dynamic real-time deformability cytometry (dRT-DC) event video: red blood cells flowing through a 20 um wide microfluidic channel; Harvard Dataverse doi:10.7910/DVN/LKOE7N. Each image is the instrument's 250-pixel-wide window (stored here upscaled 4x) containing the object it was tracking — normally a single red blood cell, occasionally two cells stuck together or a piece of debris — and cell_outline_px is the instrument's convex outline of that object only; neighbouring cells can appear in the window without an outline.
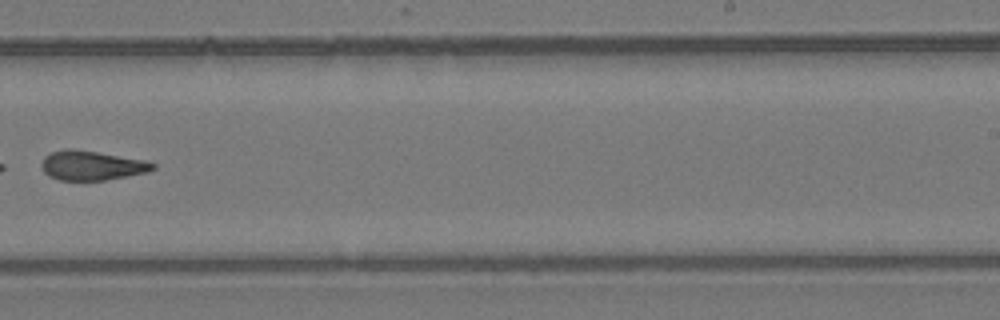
{"species": "common noctule bat (a hibernating species)", "species_latin": "Nyctalus noctula", "temperature_condition": "room temperature", "stored_images_in_passage": 11, "camera_frame_rate_fps": 3000, "um_per_image_px": 0.085, "animal": {"sex": "female", "body_mass_g": 24.6, "forearm_length_mm": 56.2}, "frame": {"image": 1, "passage_image": 11, "time_ms": 13.667, "image_size_px": [1000, 320], "cell_outline_px": [[156, 168], [148, 172], [104, 180], [60, 180], [48, 176], [44, 172], [40, 164], [44, 156], [52, 152], [68, 148], [72, 148], [144, 160], [156, 164]], "centroid_in_image_um": [7.77, 14.07], "position_along_channel_um": 281.2, "area_um2": 19.02}}